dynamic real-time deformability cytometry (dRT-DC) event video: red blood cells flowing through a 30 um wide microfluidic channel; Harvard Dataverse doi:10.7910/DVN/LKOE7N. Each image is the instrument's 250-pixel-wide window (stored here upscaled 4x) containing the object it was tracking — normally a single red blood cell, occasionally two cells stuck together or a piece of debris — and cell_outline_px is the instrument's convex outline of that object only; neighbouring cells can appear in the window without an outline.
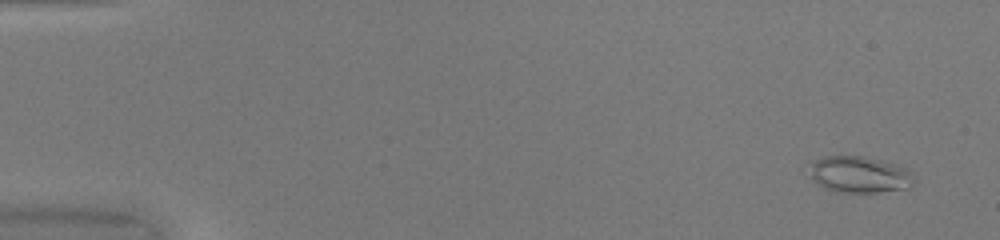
{"species": "common noctule bat (a hibernating species)", "species_latin": "Nyctalus noctula", "temperature_condition": "warm", "stored_images_in_passage": 14, "camera_frame_rate_fps": 3000, "um_per_image_px": 0.085, "animal": {"sex": "female", "body_mass_g": 20.0, "forearm_length_mm": 54.0}, "frame": {"image": 1, "passage_image": 3, "time_ms": 0.667, "image_size_px": [1000, 240], "cell_outline_px": [[916, 180], [908, 188], [880, 192], [836, 192], [824, 188], [812, 180], [812, 164], [816, 160], [824, 156], [864, 156], [880, 160], [904, 168], [912, 172]], "centroid_in_image_um": [73.08, 14.85], "position_along_channel_um": 11.9, "area_um2": 22.02}}